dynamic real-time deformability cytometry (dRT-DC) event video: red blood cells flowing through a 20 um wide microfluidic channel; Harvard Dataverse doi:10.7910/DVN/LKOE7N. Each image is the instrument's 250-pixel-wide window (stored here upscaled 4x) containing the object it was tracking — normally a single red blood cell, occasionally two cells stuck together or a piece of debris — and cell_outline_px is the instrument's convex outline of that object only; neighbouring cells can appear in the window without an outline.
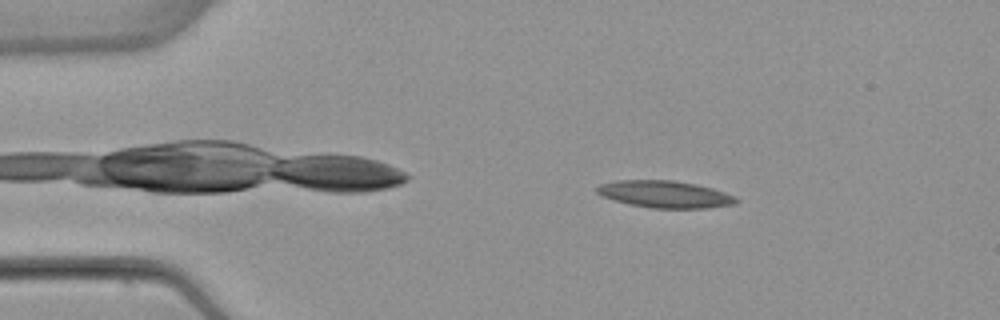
{"species": "common noctule bat (a hibernating species)", "species_latin": "Nyctalus noctula", "temperature_condition": "warm", "stored_images_in_passage": 45, "camera_frame_rate_fps": 3000, "um_per_image_px": 0.085, "animal": {"sex": "female", "body_mass_g": 22.7, "forearm_length_mm": 54.2}, "frame": {"image": 1, "passage_image": 1, "time_ms": 0.0, "image_size_px": [1000, 320], "cell_outline_px": [[740, 200], [736, 204], [708, 208], [652, 208], [628, 204], [604, 196], [596, 192], [596, 188], [600, 184], [616, 180], [672, 180], [696, 184], [712, 188], [724, 192]], "centroid_in_image_um": [56.53, 16.51], "position_along_channel_um": 28.5, "area_um2": 21.85}}
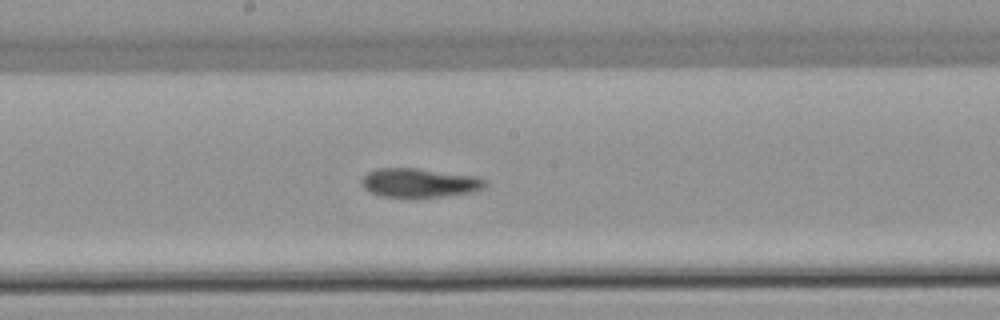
{"frame": {"image": 2, "passage_image": 20, "time_ms": 6.333, "image_size_px": [1000, 320], "cell_outline_px": [[488, 184], [484, 188], [472, 192], [444, 196], [380, 196], [364, 188], [360, 180], [368, 172], [376, 168], [416, 168], [476, 176], [488, 180]], "centroid_in_image_um": [35.68, 15.52], "position_along_channel_um": 212.5, "area_um2": 20.69}}
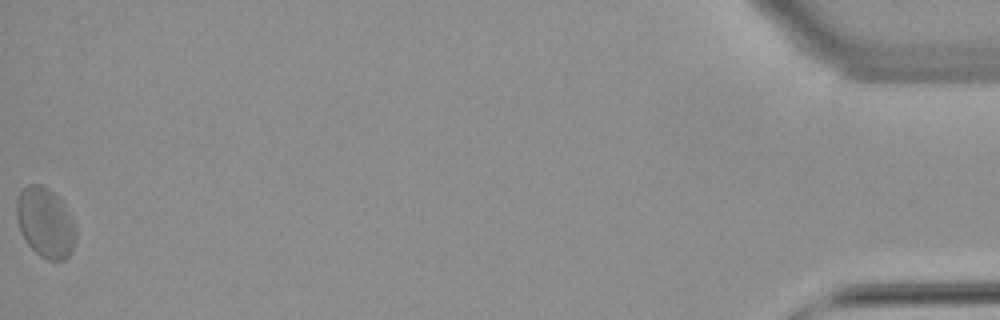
{"frame": {"image": 3, "passage_image": 45, "time_ms": 14.667, "image_size_px": [1000, 320], "cell_outline_px": [[76, 236], [72, 248], [68, 256], [64, 260], [48, 260], [40, 256], [28, 244], [20, 228], [16, 216], [16, 200], [20, 192], [28, 184], [40, 184], [48, 188], [60, 196], [76, 224]], "centroid_in_image_um": [3.88, 18.89], "position_along_channel_um": 431.3, "area_um2": 24.28}, "authors_computed_cell_mechanics": {"area_um2": 21.5016, "velocity_mm_per_s": 3.8453, "shape_relaxation_time_tau1_ms": null, "shape_relaxation_time_tau2_ms": 3.1023, "deformation_change_tau1": null, "deformation_change_tau2": 0.1006}}